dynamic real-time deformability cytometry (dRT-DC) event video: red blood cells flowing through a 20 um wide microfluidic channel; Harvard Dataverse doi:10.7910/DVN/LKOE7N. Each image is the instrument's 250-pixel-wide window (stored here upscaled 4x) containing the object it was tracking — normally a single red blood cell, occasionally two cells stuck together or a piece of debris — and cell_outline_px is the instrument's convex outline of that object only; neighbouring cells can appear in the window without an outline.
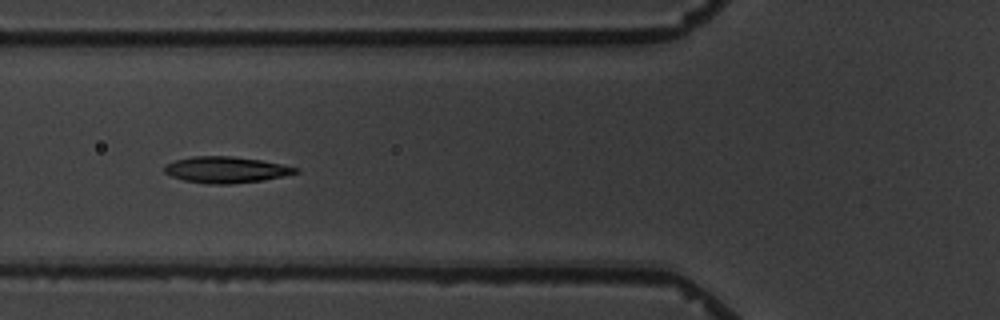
{"species": "common noctule bat (a hibernating species)", "species_latin": "Nyctalus noctula", "temperature_condition": "warm", "stored_images_in_passage": 8, "camera_frame_rate_fps": 3000, "um_per_image_px": 0.085, "animal": {"sex": "male", "body_mass_g": 19.5, "forearm_length_mm": 54.6}, "frame": {"image": 1, "passage_image": 5, "time_ms": 4.667, "image_size_px": [1000, 320], "cell_outline_px": [[300, 172], [284, 176], [264, 180], [232, 184], [208, 184], [184, 180], [172, 176], [164, 172], [164, 164], [176, 160], [192, 156], [232, 156], [260, 160], [300, 168]], "centroid_in_image_um": [19.21, 14.43], "position_along_channel_um": 106.6, "area_um2": 20.11}}
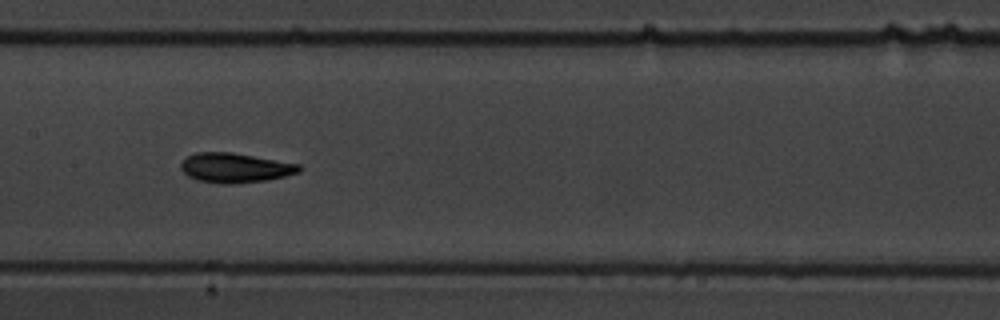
{"frame": {"image": 2, "passage_image": 7, "time_ms": 7.0, "image_size_px": [1000, 320], "cell_outline_px": [[304, 168], [300, 172], [268, 180], [232, 184], [220, 184], [196, 180], [188, 176], [180, 168], [180, 164], [188, 156], [196, 152], [232, 152], [300, 164]], "centroid_in_image_um": [20.0, 14.27], "position_along_channel_um": 187.4, "area_um2": 20.58}}
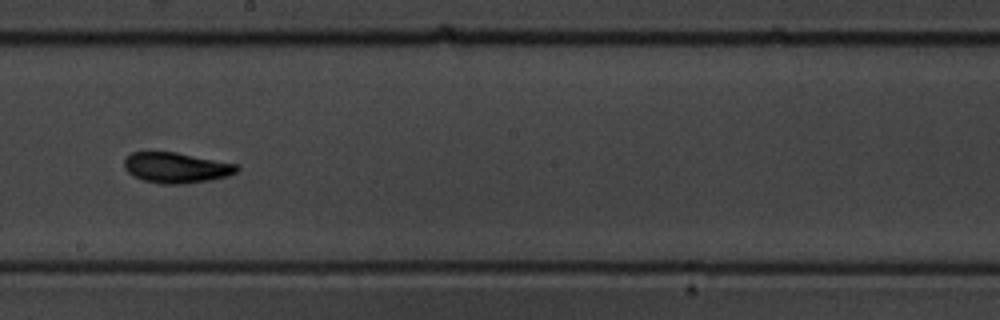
{"frame": {"image": 3, "passage_image": 8, "time_ms": 8.333, "image_size_px": [1000, 320], "cell_outline_px": [[240, 168], [236, 172], [228, 176], [212, 180], [184, 184], [160, 184], [144, 180], [132, 176], [124, 168], [124, 160], [132, 152], [176, 152], [240, 164]], "centroid_in_image_um": [15.02, 14.26], "position_along_channel_um": 233.2, "area_um2": 20.29}}